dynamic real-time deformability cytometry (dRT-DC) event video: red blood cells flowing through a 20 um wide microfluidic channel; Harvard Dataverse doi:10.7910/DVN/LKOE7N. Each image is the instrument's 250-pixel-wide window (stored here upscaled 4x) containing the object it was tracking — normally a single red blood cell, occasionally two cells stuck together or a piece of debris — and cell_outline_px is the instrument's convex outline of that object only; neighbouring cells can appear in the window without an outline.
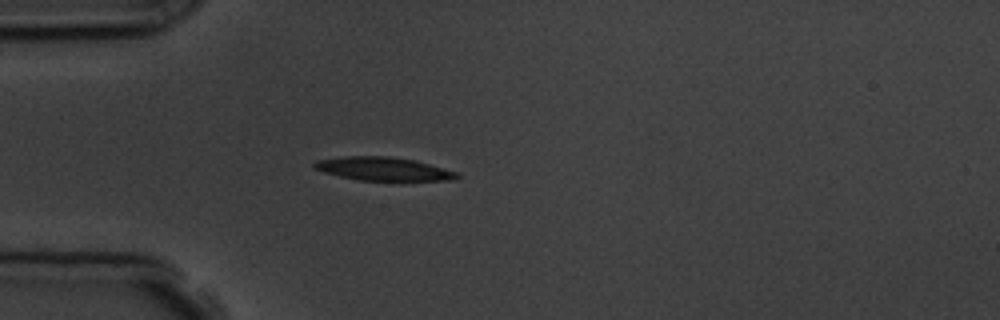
{"species": "common noctule bat (a hibernating species)", "species_latin": "Nyctalus noctula", "temperature_condition": "room temperature", "stored_images_in_passage": 1, "camera_frame_rate_fps": 3000, "um_per_image_px": 0.085, "animal": {"sex": "male", "body_mass_g": 19.5, "forearm_length_mm": 54.6}, "frame": {"image": 1, "passage_image": 1, "time_ms": 0.0, "image_size_px": [1000, 320], "cell_outline_px": [[460, 176], [452, 180], [404, 184], [400, 184], [360, 180], [340, 176], [324, 172], [312, 168], [312, 164], [316, 160], [344, 156], [388, 156], [412, 160], [444, 168], [456, 172]], "centroid_in_image_um": [32.64, 14.42], "position_along_channel_um": 52.4, "area_um2": 20.58}}